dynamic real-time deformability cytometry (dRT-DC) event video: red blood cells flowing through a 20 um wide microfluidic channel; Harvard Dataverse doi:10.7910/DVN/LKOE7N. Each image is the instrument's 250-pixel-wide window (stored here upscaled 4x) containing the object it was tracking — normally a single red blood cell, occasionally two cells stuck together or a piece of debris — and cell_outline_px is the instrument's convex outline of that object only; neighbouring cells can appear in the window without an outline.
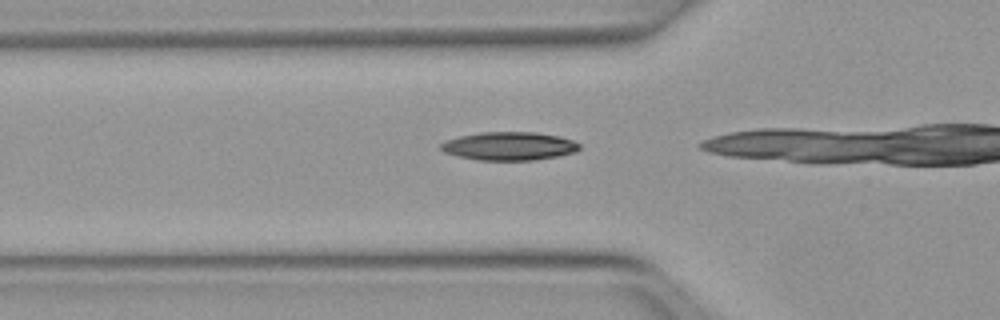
{"species": "Egyptian fruit bat (a non-hibernating species)", "species_latin": "Rousettus aegyptiacus", "temperature_condition": "warm", "stored_images_in_passage": 16, "camera_frame_rate_fps": 3000, "um_per_image_px": 0.085, "animal": {"sex": "female"}, "frame": {"image": 1, "passage_image": 11, "time_ms": 3.333, "image_size_px": [1000, 320], "cell_outline_px": [[580, 148], [576, 152], [556, 156], [532, 160], [476, 160], [444, 152], [440, 148], [440, 144], [448, 140], [460, 136], [480, 132], [536, 132], [560, 136], [572, 140], [580, 144]], "centroid_in_image_um": [43.3, 12.41], "position_along_channel_um": 82.5, "area_um2": 22.77}}